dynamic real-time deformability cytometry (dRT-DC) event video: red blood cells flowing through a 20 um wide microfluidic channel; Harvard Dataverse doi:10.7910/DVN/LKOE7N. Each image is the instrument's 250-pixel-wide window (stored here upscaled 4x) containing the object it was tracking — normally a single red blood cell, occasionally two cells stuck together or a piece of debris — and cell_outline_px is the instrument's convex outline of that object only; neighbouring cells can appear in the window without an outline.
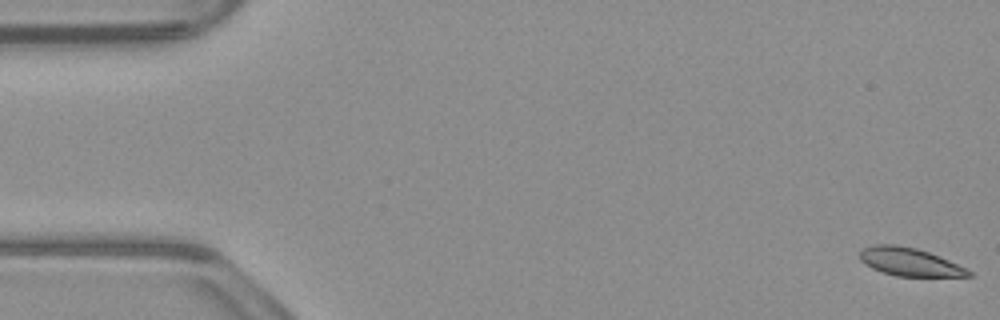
{"species": "common noctule bat (a hibernating species)", "species_latin": "Nyctalus noctula", "temperature_condition": "warm", "stored_images_in_passage": 54, "camera_frame_rate_fps": 3000, "um_per_image_px": 0.085, "animal": {"sex": "male", "body_mass_g": 23.1, "forearm_length_mm": 52.7}, "frame": {"image": 1, "passage_image": 1, "time_ms": 0.0, "image_size_px": [1000, 320], "cell_outline_px": [[972, 276], [896, 276], [880, 272], [864, 264], [860, 260], [860, 252], [864, 248], [876, 244], [896, 244], [916, 248], [940, 256], [968, 268], [972, 272]], "centroid_in_image_um": [77.32, 22.26], "position_along_channel_um": 7.7, "area_um2": 17.92}}
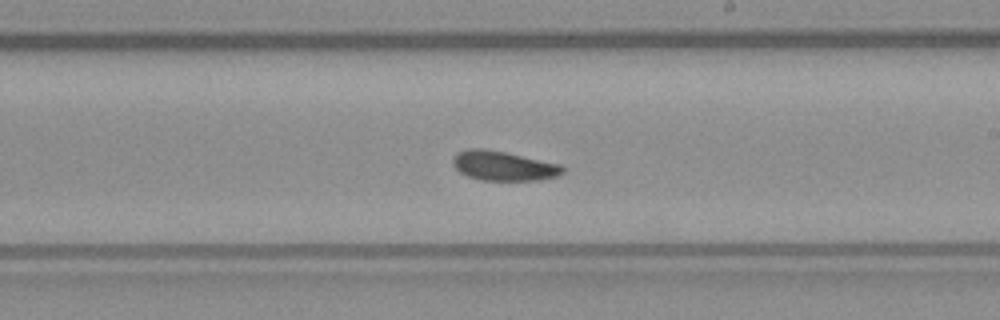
{"frame": {"image": 2, "passage_image": 31, "time_ms": 10.0, "image_size_px": [1000, 320], "cell_outline_px": [[564, 172], [556, 176], [540, 180], [484, 180], [468, 176], [460, 172], [452, 164], [452, 160], [456, 152], [468, 148], [484, 148], [504, 152], [560, 164], [564, 168]], "centroid_in_image_um": [42.76, 14.09], "position_along_channel_um": 246.2, "area_um2": 18.79}}
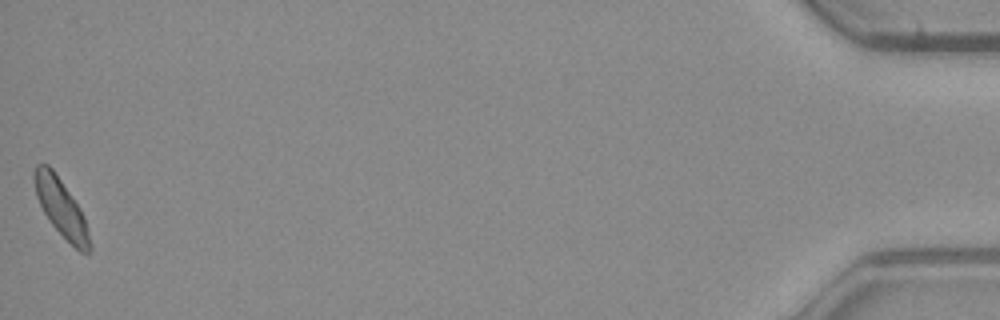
{"frame": {"image": 3, "passage_image": 54, "time_ms": 17.667, "image_size_px": [1000, 320], "cell_outline_px": [[92, 252], [80, 252], [52, 224], [44, 212], [36, 196], [32, 176], [36, 164], [48, 164], [52, 168], [80, 208], [84, 216], [92, 248]], "centroid_in_image_um": [5.18, 17.63], "position_along_channel_um": 430.0, "area_um2": 18.26}, "authors_computed_cell_mechanics": {"area_um2": 19.0451, "velocity_mm_per_s": 3.7965, "shape_relaxation_time_tau1_ms": 2.9937, "shape_relaxation_time_tau2_ms": 5.63, "deformation_change_tau1": 0.1056, "deformation_change_tau2": 0.094}}